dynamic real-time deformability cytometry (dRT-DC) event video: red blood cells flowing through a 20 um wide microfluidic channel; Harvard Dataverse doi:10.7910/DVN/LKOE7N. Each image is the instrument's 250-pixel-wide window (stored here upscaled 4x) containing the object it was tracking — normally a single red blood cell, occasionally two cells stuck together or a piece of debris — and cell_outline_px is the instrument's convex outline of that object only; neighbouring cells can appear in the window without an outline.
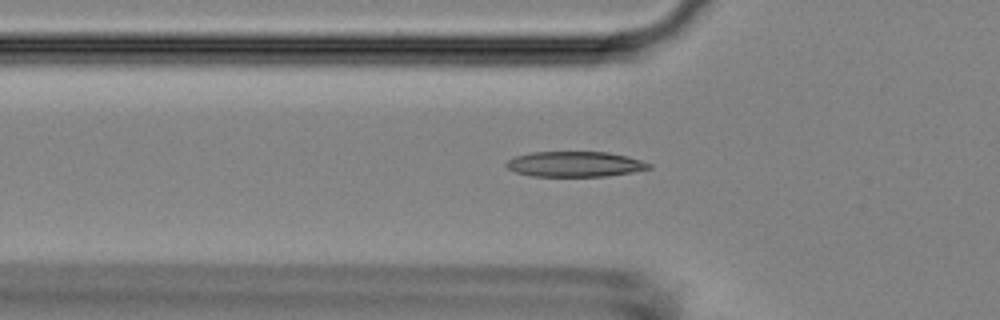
{"species": "Egyptian fruit bat (a non-hibernating species)", "species_latin": "Rousettus aegyptiacus", "temperature_condition": "room temperature", "stored_images_in_passage": 40, "camera_frame_rate_fps": 3000, "um_per_image_px": 0.085, "animal": {"sex": "female"}, "frame": {"image": 1, "passage_image": 5, "time_ms": 1.333, "image_size_px": [1000, 320], "cell_outline_px": [[652, 168], [632, 172], [608, 176], [532, 176], [516, 172], [508, 168], [504, 164], [508, 160], [516, 156], [532, 152], [608, 152], [628, 156], [652, 164]], "centroid_in_image_um": [48.89, 13.95], "position_along_channel_um": 76.9, "area_um2": 21.04}}
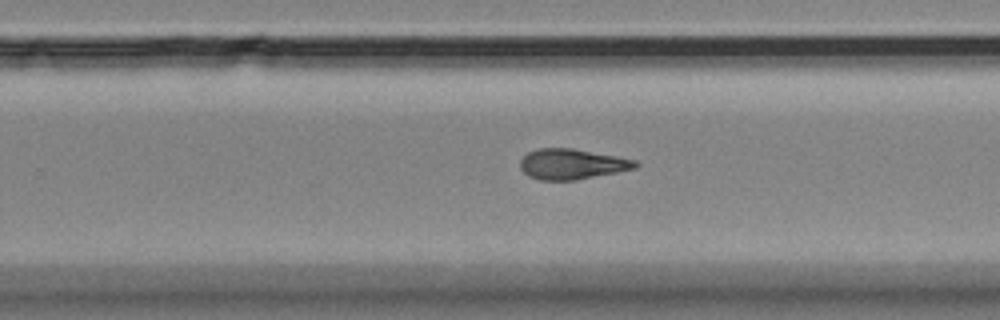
{"frame": {"image": 2, "passage_image": 21, "time_ms": 6.667, "image_size_px": [1000, 320], "cell_outline_px": [[640, 164], [636, 168], [576, 180], [540, 180], [528, 176], [520, 168], [520, 160], [528, 152], [536, 148], [572, 148], [616, 156], [636, 160]], "centroid_in_image_um": [48.6, 13.94], "position_along_channel_um": 281.2, "area_um2": 20.4}}
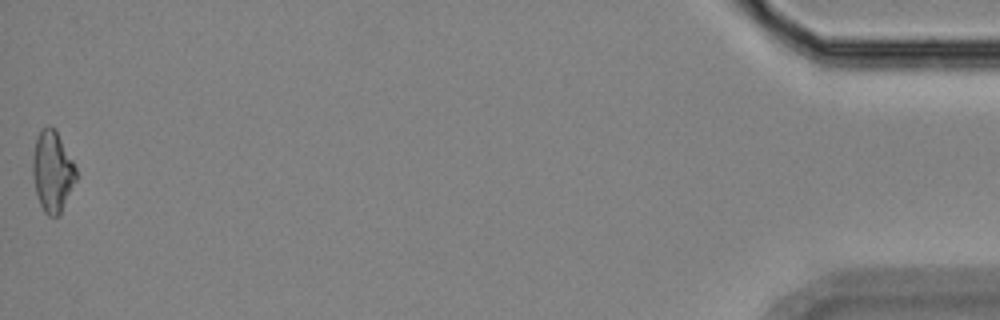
{"frame": {"image": 3, "passage_image": 40, "time_ms": 13.0, "image_size_px": [1000, 320], "cell_outline_px": [[76, 180], [60, 216], [48, 216], [44, 212], [40, 204], [36, 192], [32, 172], [32, 160], [36, 136], [48, 124], [56, 128], [76, 168]], "centroid_in_image_um": [4.45, 14.57], "position_along_channel_um": 430.7, "area_um2": 20.58}, "authors_computed_cell_mechanics": {"area_um2": 20.2878, "velocity_mm_per_s": 3.8128, "shape_relaxation_time_tau1_ms": null, "shape_relaxation_time_tau2_ms": 4.2149, "deformation_change_tau1": null, "deformation_change_tau2": 0.1435}}